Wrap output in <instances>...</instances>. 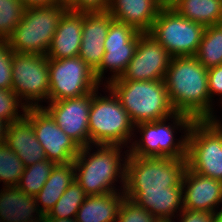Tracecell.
<instances>
[{
    "instance_id": "obj_17",
    "label": "cell",
    "mask_w": 222,
    "mask_h": 222,
    "mask_svg": "<svg viewBox=\"0 0 222 222\" xmlns=\"http://www.w3.org/2000/svg\"><path fill=\"white\" fill-rule=\"evenodd\" d=\"M114 21L108 11L84 12L79 57L95 72L105 53L104 41Z\"/></svg>"
},
{
    "instance_id": "obj_29",
    "label": "cell",
    "mask_w": 222,
    "mask_h": 222,
    "mask_svg": "<svg viewBox=\"0 0 222 222\" xmlns=\"http://www.w3.org/2000/svg\"><path fill=\"white\" fill-rule=\"evenodd\" d=\"M25 165L5 142L0 143V183L2 186H17Z\"/></svg>"
},
{
    "instance_id": "obj_36",
    "label": "cell",
    "mask_w": 222,
    "mask_h": 222,
    "mask_svg": "<svg viewBox=\"0 0 222 222\" xmlns=\"http://www.w3.org/2000/svg\"><path fill=\"white\" fill-rule=\"evenodd\" d=\"M220 217L217 213L182 209L176 217L177 220L175 218L172 222H218Z\"/></svg>"
},
{
    "instance_id": "obj_25",
    "label": "cell",
    "mask_w": 222,
    "mask_h": 222,
    "mask_svg": "<svg viewBox=\"0 0 222 222\" xmlns=\"http://www.w3.org/2000/svg\"><path fill=\"white\" fill-rule=\"evenodd\" d=\"M173 8L205 27L222 23V0H179Z\"/></svg>"
},
{
    "instance_id": "obj_15",
    "label": "cell",
    "mask_w": 222,
    "mask_h": 222,
    "mask_svg": "<svg viewBox=\"0 0 222 222\" xmlns=\"http://www.w3.org/2000/svg\"><path fill=\"white\" fill-rule=\"evenodd\" d=\"M93 92L79 97L48 102L42 106L62 131L80 147L91 145L88 131Z\"/></svg>"
},
{
    "instance_id": "obj_33",
    "label": "cell",
    "mask_w": 222,
    "mask_h": 222,
    "mask_svg": "<svg viewBox=\"0 0 222 222\" xmlns=\"http://www.w3.org/2000/svg\"><path fill=\"white\" fill-rule=\"evenodd\" d=\"M13 50L7 40H0V89L12 90Z\"/></svg>"
},
{
    "instance_id": "obj_11",
    "label": "cell",
    "mask_w": 222,
    "mask_h": 222,
    "mask_svg": "<svg viewBox=\"0 0 222 222\" xmlns=\"http://www.w3.org/2000/svg\"><path fill=\"white\" fill-rule=\"evenodd\" d=\"M48 102L79 97L99 89L94 71L79 56L49 59Z\"/></svg>"
},
{
    "instance_id": "obj_19",
    "label": "cell",
    "mask_w": 222,
    "mask_h": 222,
    "mask_svg": "<svg viewBox=\"0 0 222 222\" xmlns=\"http://www.w3.org/2000/svg\"><path fill=\"white\" fill-rule=\"evenodd\" d=\"M84 12L68 10L52 38L46 56L49 59H65L79 55L82 40Z\"/></svg>"
},
{
    "instance_id": "obj_22",
    "label": "cell",
    "mask_w": 222,
    "mask_h": 222,
    "mask_svg": "<svg viewBox=\"0 0 222 222\" xmlns=\"http://www.w3.org/2000/svg\"><path fill=\"white\" fill-rule=\"evenodd\" d=\"M35 196L22 192L17 186H2L0 190V221L28 222L41 218Z\"/></svg>"
},
{
    "instance_id": "obj_34",
    "label": "cell",
    "mask_w": 222,
    "mask_h": 222,
    "mask_svg": "<svg viewBox=\"0 0 222 222\" xmlns=\"http://www.w3.org/2000/svg\"><path fill=\"white\" fill-rule=\"evenodd\" d=\"M208 89L210 100L214 104L215 100H221V102L218 103H221L222 106V64L208 69Z\"/></svg>"
},
{
    "instance_id": "obj_13",
    "label": "cell",
    "mask_w": 222,
    "mask_h": 222,
    "mask_svg": "<svg viewBox=\"0 0 222 222\" xmlns=\"http://www.w3.org/2000/svg\"><path fill=\"white\" fill-rule=\"evenodd\" d=\"M25 117L32 124L35 136L48 160L55 164H68L74 161L80 146L62 131L43 107H28Z\"/></svg>"
},
{
    "instance_id": "obj_38",
    "label": "cell",
    "mask_w": 222,
    "mask_h": 222,
    "mask_svg": "<svg viewBox=\"0 0 222 222\" xmlns=\"http://www.w3.org/2000/svg\"><path fill=\"white\" fill-rule=\"evenodd\" d=\"M8 123L0 119V143L5 142Z\"/></svg>"
},
{
    "instance_id": "obj_23",
    "label": "cell",
    "mask_w": 222,
    "mask_h": 222,
    "mask_svg": "<svg viewBox=\"0 0 222 222\" xmlns=\"http://www.w3.org/2000/svg\"><path fill=\"white\" fill-rule=\"evenodd\" d=\"M124 197V191L87 195L76 213L75 221L117 222L118 211Z\"/></svg>"
},
{
    "instance_id": "obj_35",
    "label": "cell",
    "mask_w": 222,
    "mask_h": 222,
    "mask_svg": "<svg viewBox=\"0 0 222 222\" xmlns=\"http://www.w3.org/2000/svg\"><path fill=\"white\" fill-rule=\"evenodd\" d=\"M110 0H73L68 8L73 12H100L107 11Z\"/></svg>"
},
{
    "instance_id": "obj_18",
    "label": "cell",
    "mask_w": 222,
    "mask_h": 222,
    "mask_svg": "<svg viewBox=\"0 0 222 222\" xmlns=\"http://www.w3.org/2000/svg\"><path fill=\"white\" fill-rule=\"evenodd\" d=\"M163 0H110L108 12L114 20L125 23L140 33H149Z\"/></svg>"
},
{
    "instance_id": "obj_24",
    "label": "cell",
    "mask_w": 222,
    "mask_h": 222,
    "mask_svg": "<svg viewBox=\"0 0 222 222\" xmlns=\"http://www.w3.org/2000/svg\"><path fill=\"white\" fill-rule=\"evenodd\" d=\"M73 181H75L73 162L55 165L43 188L35 196L37 205L44 215L49 213Z\"/></svg>"
},
{
    "instance_id": "obj_12",
    "label": "cell",
    "mask_w": 222,
    "mask_h": 222,
    "mask_svg": "<svg viewBox=\"0 0 222 222\" xmlns=\"http://www.w3.org/2000/svg\"><path fill=\"white\" fill-rule=\"evenodd\" d=\"M137 43L138 32L134 28L116 20L111 23L104 41V56L100 67L94 72L101 85L106 86L121 77L134 55ZM108 71L111 75H107V78L105 73Z\"/></svg>"
},
{
    "instance_id": "obj_20",
    "label": "cell",
    "mask_w": 222,
    "mask_h": 222,
    "mask_svg": "<svg viewBox=\"0 0 222 222\" xmlns=\"http://www.w3.org/2000/svg\"><path fill=\"white\" fill-rule=\"evenodd\" d=\"M124 194L161 222H172L183 209L182 185L168 187V192H124Z\"/></svg>"
},
{
    "instance_id": "obj_4",
    "label": "cell",
    "mask_w": 222,
    "mask_h": 222,
    "mask_svg": "<svg viewBox=\"0 0 222 222\" xmlns=\"http://www.w3.org/2000/svg\"><path fill=\"white\" fill-rule=\"evenodd\" d=\"M99 91L106 93L103 95ZM134 128L119 98L108 86L102 85L93 91L88 122L91 144L122 145L128 149L133 141Z\"/></svg>"
},
{
    "instance_id": "obj_32",
    "label": "cell",
    "mask_w": 222,
    "mask_h": 222,
    "mask_svg": "<svg viewBox=\"0 0 222 222\" xmlns=\"http://www.w3.org/2000/svg\"><path fill=\"white\" fill-rule=\"evenodd\" d=\"M117 222H161L146 209L137 205L133 200L124 197L119 211Z\"/></svg>"
},
{
    "instance_id": "obj_8",
    "label": "cell",
    "mask_w": 222,
    "mask_h": 222,
    "mask_svg": "<svg viewBox=\"0 0 222 222\" xmlns=\"http://www.w3.org/2000/svg\"><path fill=\"white\" fill-rule=\"evenodd\" d=\"M186 161L190 170L222 181V122L195 120L191 124Z\"/></svg>"
},
{
    "instance_id": "obj_7",
    "label": "cell",
    "mask_w": 222,
    "mask_h": 222,
    "mask_svg": "<svg viewBox=\"0 0 222 222\" xmlns=\"http://www.w3.org/2000/svg\"><path fill=\"white\" fill-rule=\"evenodd\" d=\"M186 158L128 156L124 192H168L182 185Z\"/></svg>"
},
{
    "instance_id": "obj_10",
    "label": "cell",
    "mask_w": 222,
    "mask_h": 222,
    "mask_svg": "<svg viewBox=\"0 0 222 222\" xmlns=\"http://www.w3.org/2000/svg\"><path fill=\"white\" fill-rule=\"evenodd\" d=\"M12 75V90L27 107L48 103L50 77L46 55L13 52Z\"/></svg>"
},
{
    "instance_id": "obj_39",
    "label": "cell",
    "mask_w": 222,
    "mask_h": 222,
    "mask_svg": "<svg viewBox=\"0 0 222 222\" xmlns=\"http://www.w3.org/2000/svg\"><path fill=\"white\" fill-rule=\"evenodd\" d=\"M45 222H76L75 219L45 218Z\"/></svg>"
},
{
    "instance_id": "obj_43",
    "label": "cell",
    "mask_w": 222,
    "mask_h": 222,
    "mask_svg": "<svg viewBox=\"0 0 222 222\" xmlns=\"http://www.w3.org/2000/svg\"><path fill=\"white\" fill-rule=\"evenodd\" d=\"M218 222H222V216L220 217V219L218 220Z\"/></svg>"
},
{
    "instance_id": "obj_27",
    "label": "cell",
    "mask_w": 222,
    "mask_h": 222,
    "mask_svg": "<svg viewBox=\"0 0 222 222\" xmlns=\"http://www.w3.org/2000/svg\"><path fill=\"white\" fill-rule=\"evenodd\" d=\"M86 197L87 194L80 184L76 180L73 181L45 218L75 219Z\"/></svg>"
},
{
    "instance_id": "obj_41",
    "label": "cell",
    "mask_w": 222,
    "mask_h": 222,
    "mask_svg": "<svg viewBox=\"0 0 222 222\" xmlns=\"http://www.w3.org/2000/svg\"><path fill=\"white\" fill-rule=\"evenodd\" d=\"M73 0H57L59 4L69 5Z\"/></svg>"
},
{
    "instance_id": "obj_26",
    "label": "cell",
    "mask_w": 222,
    "mask_h": 222,
    "mask_svg": "<svg viewBox=\"0 0 222 222\" xmlns=\"http://www.w3.org/2000/svg\"><path fill=\"white\" fill-rule=\"evenodd\" d=\"M194 56L206 69L222 64V23L205 27Z\"/></svg>"
},
{
    "instance_id": "obj_40",
    "label": "cell",
    "mask_w": 222,
    "mask_h": 222,
    "mask_svg": "<svg viewBox=\"0 0 222 222\" xmlns=\"http://www.w3.org/2000/svg\"><path fill=\"white\" fill-rule=\"evenodd\" d=\"M179 0H163L165 6L173 7Z\"/></svg>"
},
{
    "instance_id": "obj_28",
    "label": "cell",
    "mask_w": 222,
    "mask_h": 222,
    "mask_svg": "<svg viewBox=\"0 0 222 222\" xmlns=\"http://www.w3.org/2000/svg\"><path fill=\"white\" fill-rule=\"evenodd\" d=\"M55 163L46 159L25 167L17 187L24 193L36 196L49 178Z\"/></svg>"
},
{
    "instance_id": "obj_5",
    "label": "cell",
    "mask_w": 222,
    "mask_h": 222,
    "mask_svg": "<svg viewBox=\"0 0 222 222\" xmlns=\"http://www.w3.org/2000/svg\"><path fill=\"white\" fill-rule=\"evenodd\" d=\"M108 86L119 98L134 125L167 118L175 113L164 80L111 81Z\"/></svg>"
},
{
    "instance_id": "obj_16",
    "label": "cell",
    "mask_w": 222,
    "mask_h": 222,
    "mask_svg": "<svg viewBox=\"0 0 222 222\" xmlns=\"http://www.w3.org/2000/svg\"><path fill=\"white\" fill-rule=\"evenodd\" d=\"M182 196L183 209L222 216V181L202 176L187 167L182 179Z\"/></svg>"
},
{
    "instance_id": "obj_37",
    "label": "cell",
    "mask_w": 222,
    "mask_h": 222,
    "mask_svg": "<svg viewBox=\"0 0 222 222\" xmlns=\"http://www.w3.org/2000/svg\"><path fill=\"white\" fill-rule=\"evenodd\" d=\"M25 7L51 6L59 4L57 0H20Z\"/></svg>"
},
{
    "instance_id": "obj_42",
    "label": "cell",
    "mask_w": 222,
    "mask_h": 222,
    "mask_svg": "<svg viewBox=\"0 0 222 222\" xmlns=\"http://www.w3.org/2000/svg\"><path fill=\"white\" fill-rule=\"evenodd\" d=\"M28 222H45V215H43L41 218L34 219V220L28 221Z\"/></svg>"
},
{
    "instance_id": "obj_9",
    "label": "cell",
    "mask_w": 222,
    "mask_h": 222,
    "mask_svg": "<svg viewBox=\"0 0 222 222\" xmlns=\"http://www.w3.org/2000/svg\"><path fill=\"white\" fill-rule=\"evenodd\" d=\"M205 26L181 16L173 7L163 6L149 34L171 57L194 56L202 41Z\"/></svg>"
},
{
    "instance_id": "obj_14",
    "label": "cell",
    "mask_w": 222,
    "mask_h": 222,
    "mask_svg": "<svg viewBox=\"0 0 222 222\" xmlns=\"http://www.w3.org/2000/svg\"><path fill=\"white\" fill-rule=\"evenodd\" d=\"M171 58L167 50L149 33L138 32L134 55L119 79L121 81L164 80Z\"/></svg>"
},
{
    "instance_id": "obj_31",
    "label": "cell",
    "mask_w": 222,
    "mask_h": 222,
    "mask_svg": "<svg viewBox=\"0 0 222 222\" xmlns=\"http://www.w3.org/2000/svg\"><path fill=\"white\" fill-rule=\"evenodd\" d=\"M27 108L13 90L0 89V119L8 124L16 122L25 116Z\"/></svg>"
},
{
    "instance_id": "obj_30",
    "label": "cell",
    "mask_w": 222,
    "mask_h": 222,
    "mask_svg": "<svg viewBox=\"0 0 222 222\" xmlns=\"http://www.w3.org/2000/svg\"><path fill=\"white\" fill-rule=\"evenodd\" d=\"M25 10L20 0H0V40H7L20 23Z\"/></svg>"
},
{
    "instance_id": "obj_2",
    "label": "cell",
    "mask_w": 222,
    "mask_h": 222,
    "mask_svg": "<svg viewBox=\"0 0 222 222\" xmlns=\"http://www.w3.org/2000/svg\"><path fill=\"white\" fill-rule=\"evenodd\" d=\"M125 148L122 145L107 144L80 147L73 161L75 180L87 195L124 191L126 160L129 154Z\"/></svg>"
},
{
    "instance_id": "obj_1",
    "label": "cell",
    "mask_w": 222,
    "mask_h": 222,
    "mask_svg": "<svg viewBox=\"0 0 222 222\" xmlns=\"http://www.w3.org/2000/svg\"><path fill=\"white\" fill-rule=\"evenodd\" d=\"M164 82L175 112L194 120L222 122L209 97L208 69L195 56L172 57Z\"/></svg>"
},
{
    "instance_id": "obj_21",
    "label": "cell",
    "mask_w": 222,
    "mask_h": 222,
    "mask_svg": "<svg viewBox=\"0 0 222 222\" xmlns=\"http://www.w3.org/2000/svg\"><path fill=\"white\" fill-rule=\"evenodd\" d=\"M5 143L17 154L25 167L47 159L32 124L25 116L7 125Z\"/></svg>"
},
{
    "instance_id": "obj_3",
    "label": "cell",
    "mask_w": 222,
    "mask_h": 222,
    "mask_svg": "<svg viewBox=\"0 0 222 222\" xmlns=\"http://www.w3.org/2000/svg\"><path fill=\"white\" fill-rule=\"evenodd\" d=\"M194 121L187 114L175 112L164 119L135 125L128 156L186 158L188 133ZM177 131L181 132L180 138H175Z\"/></svg>"
},
{
    "instance_id": "obj_6",
    "label": "cell",
    "mask_w": 222,
    "mask_h": 222,
    "mask_svg": "<svg viewBox=\"0 0 222 222\" xmlns=\"http://www.w3.org/2000/svg\"><path fill=\"white\" fill-rule=\"evenodd\" d=\"M67 5L25 7L20 23L7 39L14 53L46 55Z\"/></svg>"
}]
</instances>
